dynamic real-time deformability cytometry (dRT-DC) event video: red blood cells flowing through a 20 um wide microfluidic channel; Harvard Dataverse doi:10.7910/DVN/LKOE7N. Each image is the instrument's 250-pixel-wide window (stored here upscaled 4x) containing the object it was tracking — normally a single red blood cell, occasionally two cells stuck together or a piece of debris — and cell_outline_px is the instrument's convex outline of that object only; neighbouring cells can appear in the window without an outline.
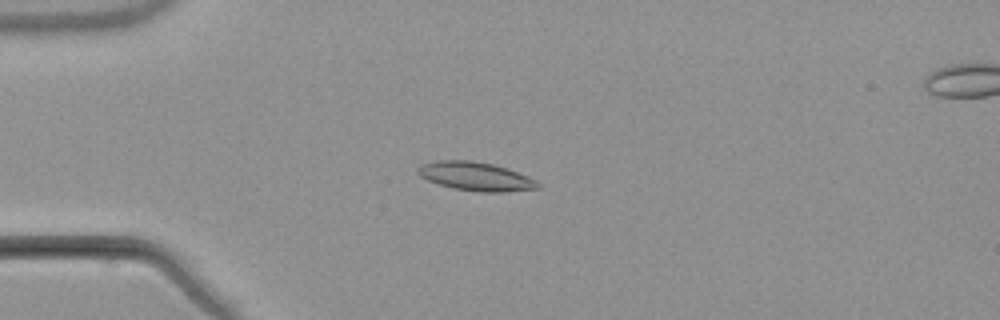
{"species": "common noctule bat (a hibernating species)", "species_latin": "Nyctalus noctula", "temperature_condition": "warm", "stored_images_in_passage": 7, "camera_frame_rate_fps": 3000, "um_per_image_px": 0.085, "animal": {"sex": "male", "body_mass_g": 21.5, "forearm_length_mm": 52.0}, "frame": {"image": 1, "passage_image": 4, "time_ms": 3.667, "image_size_px": [1000, 320], "cell_outline_px": [[540, 188], [504, 192], [480, 192], [452, 188], [428, 180], [420, 176], [416, 172], [416, 168], [420, 164], [440, 160], [468, 160], [492, 164], [528, 176], [536, 180], [540, 184]], "centroid_in_image_um": [40.41, 15.0], "position_along_channel_um": 44.6, "area_um2": 19.94}}
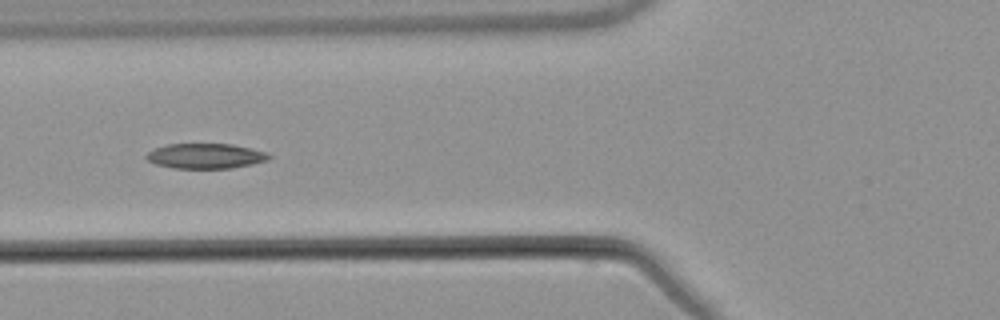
{"frame": {"image": 2, "passage_image": 6, "time_ms": 6.0, "image_size_px": [1000, 320], "cell_outline_px": [[272, 156], [268, 160], [252, 164], [232, 168], [172, 168], [156, 164], [148, 160], [144, 156], [148, 152], [156, 148], [168, 144], [232, 144], [268, 152]], "centroid_in_image_um": [17.49, 13.26], "position_along_channel_um": 108.3, "area_um2": 17.92}}
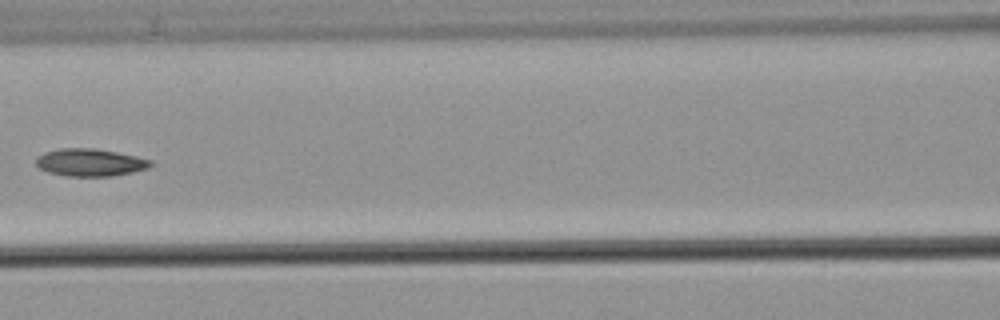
{"frame": {"image": 3, "passage_image": 7, "time_ms": 7.333, "image_size_px": [1000, 320], "cell_outline_px": [[152, 164], [148, 168], [132, 172], [112, 176], [68, 176], [48, 172], [40, 168], [36, 164], [36, 160], [44, 152], [60, 148], [92, 148], [116, 152], [136, 156], [152, 160]], "centroid_in_image_um": [7.67, 13.81], "position_along_channel_um": 158.9, "area_um2": 18.21}}